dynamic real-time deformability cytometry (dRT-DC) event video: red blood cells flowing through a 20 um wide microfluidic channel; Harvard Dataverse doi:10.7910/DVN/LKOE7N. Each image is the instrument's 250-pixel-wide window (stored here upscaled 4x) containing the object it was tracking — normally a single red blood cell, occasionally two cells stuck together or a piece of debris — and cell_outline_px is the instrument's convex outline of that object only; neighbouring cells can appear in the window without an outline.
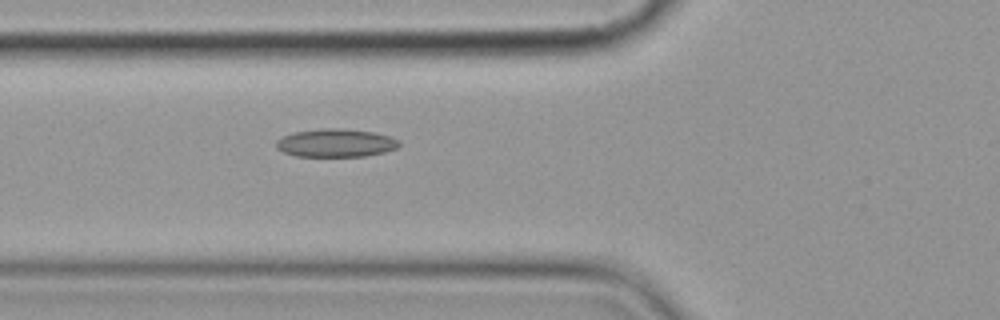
{"species": "common noctule bat (a hibernating species)", "species_latin": "Nyctalus noctula", "temperature_condition": "cold", "stored_images_in_passage": 8, "camera_frame_rate_fps": 3000, "um_per_image_px": 0.085, "animal": {"sex": "female", "body_mass_g": 19.9}, "frame": {"image": 1, "passage_image": 8, "time_ms": 8.333, "image_size_px": [1000, 320], "cell_outline_px": [[400, 144], [396, 148], [384, 152], [364, 156], [296, 156], [284, 152], [276, 148], [276, 140], [280, 136], [296, 132], [320, 128], [340, 128], [376, 132], [400, 140]], "centroid_in_image_um": [28.53, 12.14], "position_along_channel_um": 97.3, "area_um2": 20.23}}